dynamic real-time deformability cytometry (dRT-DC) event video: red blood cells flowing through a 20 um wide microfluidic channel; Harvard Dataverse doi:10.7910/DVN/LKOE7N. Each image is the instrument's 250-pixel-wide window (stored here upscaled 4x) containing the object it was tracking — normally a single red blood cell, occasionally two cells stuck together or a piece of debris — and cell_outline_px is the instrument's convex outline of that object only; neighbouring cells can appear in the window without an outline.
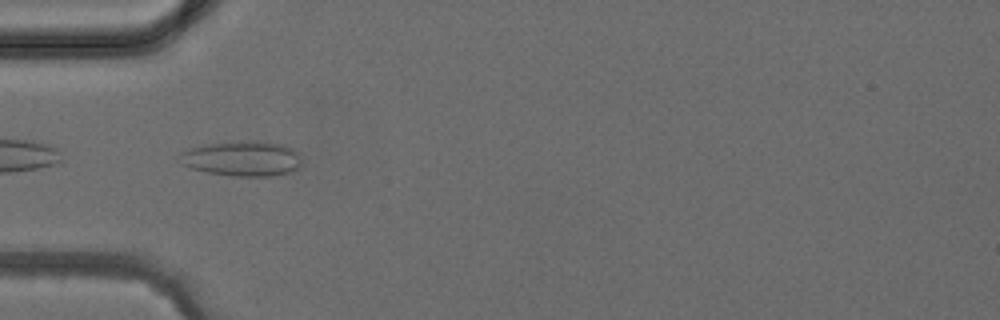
{"species": "common noctule bat (a hibernating species)", "species_latin": "Nyctalus noctula", "temperature_condition": "cold", "stored_images_in_passage": 4, "camera_frame_rate_fps": 3000, "um_per_image_px": 0.085, "animal": {"sex": "female", "body_mass_g": 24.6, "forearm_length_mm": 56.2}, "frame": {"image": 1, "passage_image": 4, "time_ms": 3.667, "image_size_px": [1000, 320], "cell_outline_px": [[300, 168], [292, 172], [272, 176], [232, 176], [208, 172], [192, 168], [180, 164], [176, 160], [180, 152], [204, 144], [252, 140], [256, 140], [284, 144], [300, 152]], "centroid_in_image_um": [20.6, 13.47], "position_along_channel_um": 64.4, "area_um2": 25.43}}